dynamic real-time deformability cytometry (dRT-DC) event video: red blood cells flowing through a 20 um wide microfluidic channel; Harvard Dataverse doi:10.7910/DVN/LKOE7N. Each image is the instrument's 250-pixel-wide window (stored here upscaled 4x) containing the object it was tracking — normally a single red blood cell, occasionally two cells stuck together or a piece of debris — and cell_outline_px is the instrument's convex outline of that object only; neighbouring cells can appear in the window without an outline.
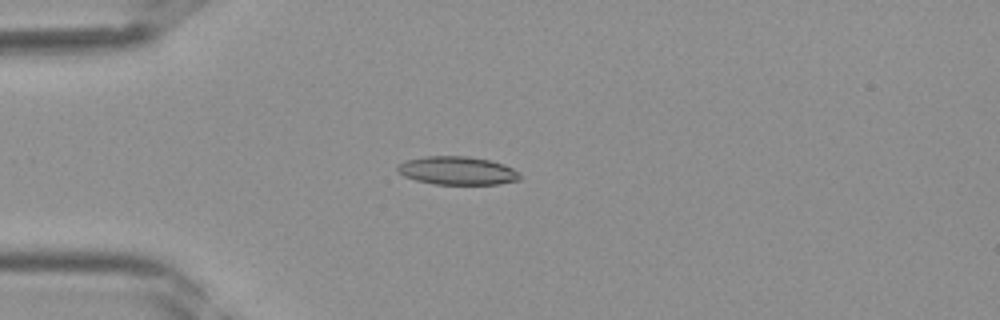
{"species": "Egyptian fruit bat (a non-hibernating species)", "species_latin": "Rousettus aegyptiacus", "temperature_condition": "room temperature", "stored_images_in_passage": 40, "camera_frame_rate_fps": 3000, "um_per_image_px": 0.085, "frame": {"image": 1, "passage_image": 11, "time_ms": 3.333, "image_size_px": [1000, 320], "cell_outline_px": [[520, 180], [500, 184], [432, 184], [416, 180], [404, 176], [396, 172], [396, 168], [400, 164], [408, 160], [428, 156], [468, 156], [488, 160], [504, 164], [512, 168], [520, 176]], "centroid_in_image_um": [38.86, 14.51], "position_along_channel_um": 46.1, "area_um2": 20.06}}
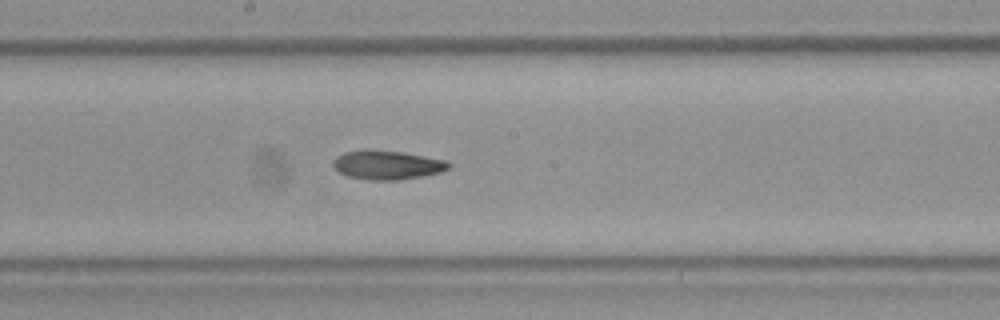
{"frame": {"image": 2, "passage_image": 22, "time_ms": 7.0, "image_size_px": [1000, 320], "cell_outline_px": [[452, 164], [448, 168], [440, 172], [420, 176], [396, 180], [372, 180], [348, 176], [340, 172], [332, 164], [332, 160], [336, 156], [344, 152], [364, 148], [368, 148], [404, 152], [448, 160]], "centroid_in_image_um": [32.9, 13.98], "position_along_channel_um": 215.3, "area_um2": 19.77}}
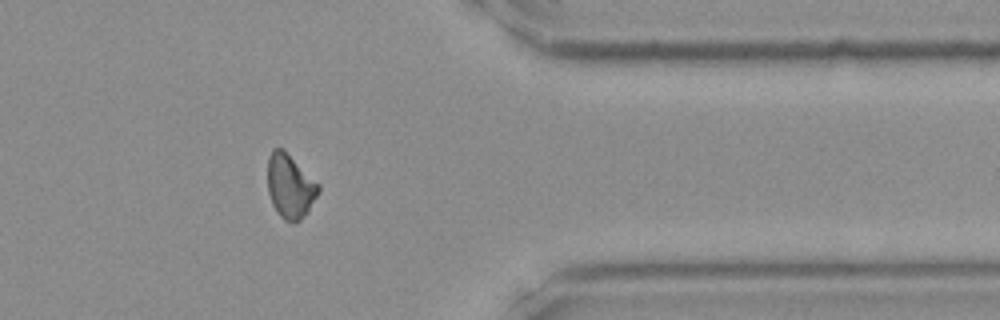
{"frame": {"image": 3, "passage_image": 33, "time_ms": 10.667, "image_size_px": [1000, 320], "cell_outline_px": [[320, 192], [308, 212], [300, 220], [292, 224], [284, 220], [276, 212], [272, 204], [268, 192], [268, 156], [272, 148], [284, 148], [320, 184]], "centroid_in_image_um": [24.67, 15.83], "position_along_channel_um": 386.7, "area_um2": 19.48}}